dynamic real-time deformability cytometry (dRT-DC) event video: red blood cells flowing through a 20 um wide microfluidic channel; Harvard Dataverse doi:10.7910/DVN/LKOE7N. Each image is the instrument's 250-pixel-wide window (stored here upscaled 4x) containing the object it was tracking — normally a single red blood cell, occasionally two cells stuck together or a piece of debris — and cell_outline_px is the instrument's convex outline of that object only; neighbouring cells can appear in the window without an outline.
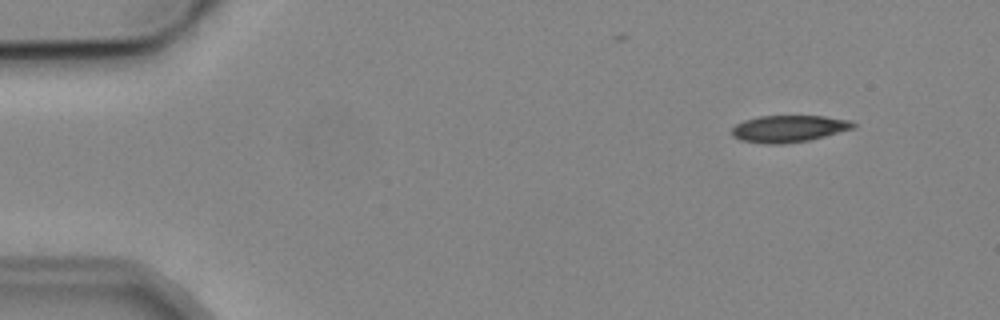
{"species": "common noctule bat (a hibernating species)", "species_latin": "Nyctalus noctula", "temperature_condition": "cold", "stored_images_in_passage": 5, "camera_frame_rate_fps": 3000, "um_per_image_px": 0.085, "animal": {"sex": "male", "body_mass_g": 19.2, "forearm_length_mm": 51.8}, "frame": {"image": 1, "passage_image": 2, "time_ms": 1.333, "image_size_px": [1000, 320], "cell_outline_px": [[856, 128], [808, 140], [784, 144], [768, 144], [740, 140], [732, 136], [732, 128], [736, 124], [744, 120], [760, 116], [824, 116], [848, 120], [856, 124]], "centroid_in_image_um": [67.03, 10.94], "position_along_channel_um": 18.0, "area_um2": 18.96}}